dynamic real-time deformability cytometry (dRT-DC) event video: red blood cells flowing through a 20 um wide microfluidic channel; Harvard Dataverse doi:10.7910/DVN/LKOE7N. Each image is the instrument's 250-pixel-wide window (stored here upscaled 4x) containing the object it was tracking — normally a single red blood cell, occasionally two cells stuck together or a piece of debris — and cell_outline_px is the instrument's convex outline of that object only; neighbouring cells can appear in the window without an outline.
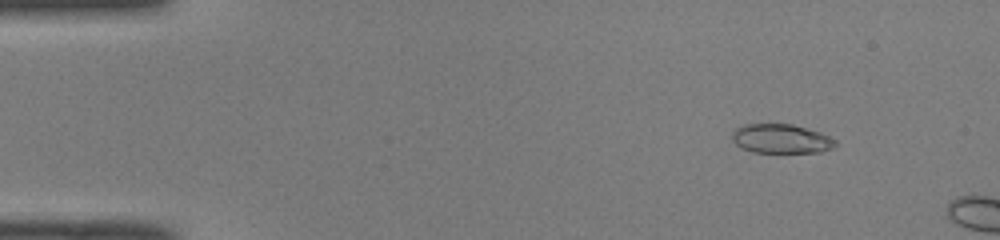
{"species": "common noctule bat (a hibernating species)", "species_latin": "Nyctalus noctula", "temperature_condition": "room temperature", "stored_images_in_passage": 8, "camera_frame_rate_fps": 3000, "um_per_image_px": 0.085, "animal": {"sex": "male", "body_mass_g": 19.0, "forearm_length_mm": 50.8}, "frame": {"image": 1, "passage_image": 4, "time_ms": 1.0, "image_size_px": [1000, 240], "cell_outline_px": [[836, 144], [832, 148], [820, 152], [752, 152], [740, 148], [732, 140], [732, 132], [736, 128], [744, 124], [792, 124], [820, 132], [836, 140]], "centroid_in_image_um": [66.37, 11.79], "position_along_channel_um": 18.6, "area_um2": 17.57}}